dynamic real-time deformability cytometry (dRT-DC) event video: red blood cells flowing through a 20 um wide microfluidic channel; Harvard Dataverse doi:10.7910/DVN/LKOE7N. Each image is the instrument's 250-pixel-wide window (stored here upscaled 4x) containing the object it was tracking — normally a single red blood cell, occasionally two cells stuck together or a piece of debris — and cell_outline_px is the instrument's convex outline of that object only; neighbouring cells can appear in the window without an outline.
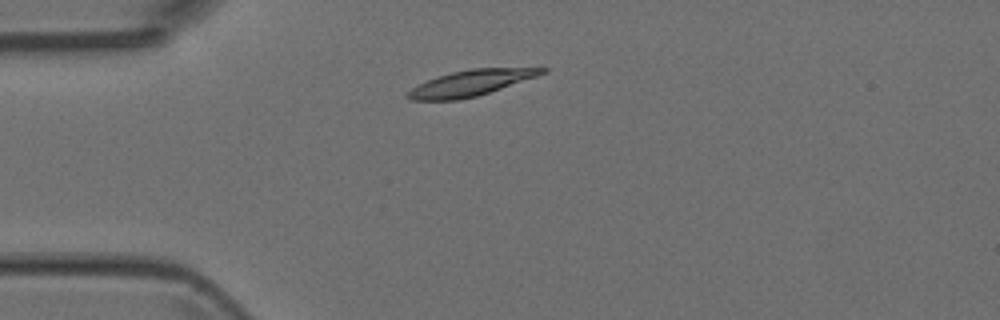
{"species": "Egyptian fruit bat (a non-hibernating species)", "species_latin": "Rousettus aegyptiacus", "temperature_condition": "room temperature", "stored_images_in_passage": 5, "camera_frame_rate_fps": 3000, "um_per_image_px": 0.085, "animal": {"sex": "female"}, "frame": {"image": 1, "passage_image": 2, "time_ms": 0.333, "image_size_px": [1000, 320], "cell_outline_px": [[548, 72], [476, 96], [460, 100], [408, 100], [404, 96], [412, 88], [428, 80], [452, 72], [472, 68], [548, 68]], "centroid_in_image_um": [39.98, 7.06], "position_along_channel_um": 45.0, "area_um2": 19.77}}
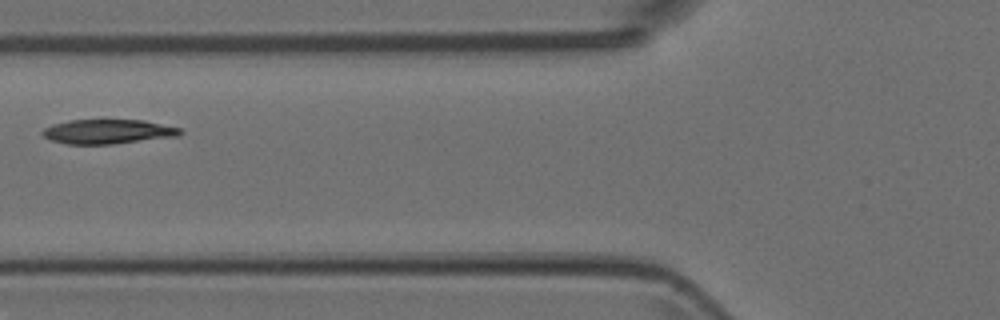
{"frame": {"image": 2, "passage_image": 4, "time_ms": 1.0, "image_size_px": [1000, 320], "cell_outline_px": [[184, 132], [180, 136], [112, 144], [68, 144], [52, 140], [44, 136], [40, 132], [44, 128], [68, 120], [144, 120], [180, 128]], "centroid_in_image_um": [9.21, 11.19], "position_along_channel_um": 116.6, "area_um2": 19.54}}
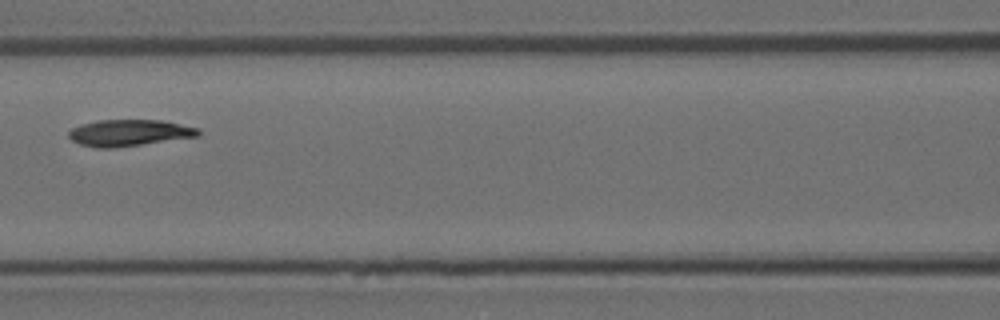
{"frame": {"image": 3, "passage_image": 5, "time_ms": 1.333, "image_size_px": [1000, 320], "cell_outline_px": [[200, 136], [112, 148], [96, 148], [80, 144], [72, 140], [68, 136], [68, 132], [72, 128], [80, 124], [96, 120], [160, 120], [200, 128]], "centroid_in_image_um": [10.96, 11.28], "position_along_channel_um": 155.6, "area_um2": 20.0}}